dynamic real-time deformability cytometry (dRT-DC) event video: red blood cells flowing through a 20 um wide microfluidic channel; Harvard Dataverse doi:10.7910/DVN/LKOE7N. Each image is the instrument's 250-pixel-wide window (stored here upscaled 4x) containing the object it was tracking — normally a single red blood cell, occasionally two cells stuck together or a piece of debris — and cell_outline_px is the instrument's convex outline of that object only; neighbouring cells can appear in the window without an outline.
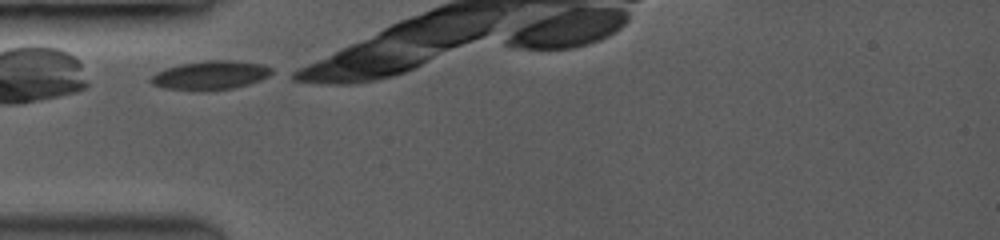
{"species": "common noctule bat (a hibernating species)", "species_latin": "Nyctalus noctula", "temperature_condition": "room temperature", "stored_images_in_passage": 2, "camera_frame_rate_fps": 3500, "um_per_image_px": 0.085, "animal": {"sex": "female", "body_mass_g": 19.0, "forearm_length_mm": 53.3}, "frame": {"image": 1, "passage_image": 1, "time_ms": 0.0, "image_size_px": [1000, 240], "cell_outline_px": [[276, 72], [260, 80], [248, 84], [232, 88], [164, 88], [152, 84], [148, 80], [156, 72], [164, 68], [180, 64], [204, 60], [232, 60], [264, 64], [272, 68]], "centroid_in_image_um": [17.93, 6.34], "position_along_channel_um": 67.1, "area_um2": 19.77}}